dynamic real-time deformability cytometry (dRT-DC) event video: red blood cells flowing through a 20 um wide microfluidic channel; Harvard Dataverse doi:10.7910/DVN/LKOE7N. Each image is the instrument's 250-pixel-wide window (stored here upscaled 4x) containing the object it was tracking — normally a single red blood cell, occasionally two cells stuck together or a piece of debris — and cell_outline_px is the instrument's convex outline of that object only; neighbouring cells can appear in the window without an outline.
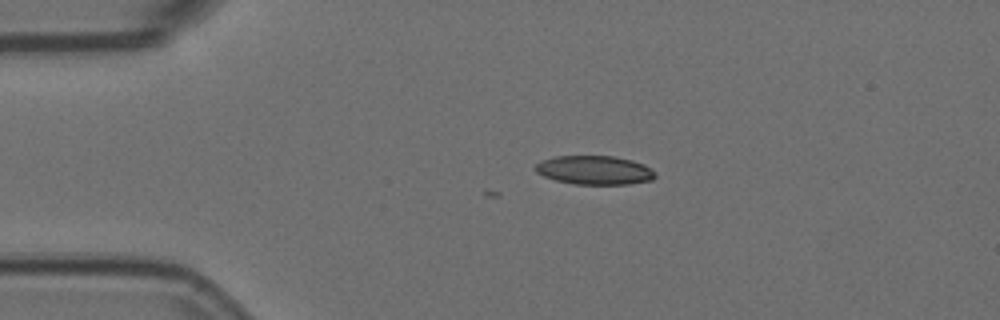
{"species": "Egyptian fruit bat (a non-hibernating species)", "species_latin": "Rousettus aegyptiacus", "temperature_condition": "room temperature", "stored_images_in_passage": 4, "camera_frame_rate_fps": 3000, "um_per_image_px": 0.085, "animal": {"sex": "female"}, "frame": {"image": 1, "passage_image": 1, "time_ms": 0.0, "image_size_px": [1000, 320], "cell_outline_px": [[656, 176], [652, 180], [628, 184], [572, 184], [556, 180], [544, 176], [536, 172], [536, 164], [540, 160], [556, 156], [612, 156], [632, 160], [644, 164], [656, 172]], "centroid_in_image_um": [50.54, 14.46], "position_along_channel_um": 34.5, "area_um2": 20.17}}